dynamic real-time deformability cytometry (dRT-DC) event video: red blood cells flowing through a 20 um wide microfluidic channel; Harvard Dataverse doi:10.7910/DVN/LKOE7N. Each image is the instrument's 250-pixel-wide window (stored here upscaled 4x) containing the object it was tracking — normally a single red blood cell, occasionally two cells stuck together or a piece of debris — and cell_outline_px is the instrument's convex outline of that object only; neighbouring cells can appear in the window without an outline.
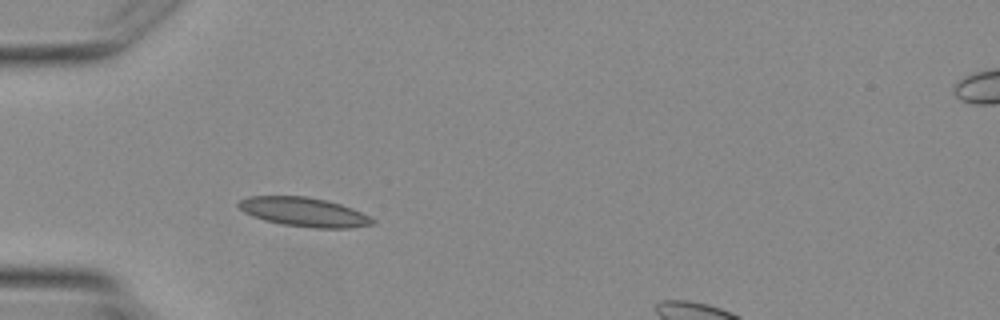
{"species": "Egyptian fruit bat (a non-hibernating species)", "species_latin": "Rousettus aegyptiacus", "temperature_condition": "warm", "stored_images_in_passage": 4, "segment_of_instrument_passage": [1, 2], "camera_frame_rate_fps": 3000, "um_per_image_px": 0.085, "animal": {"sex": "female"}, "frame": {"image": 1, "passage_image": 3, "time_ms": 2.333, "image_size_px": [1000, 320], "cell_outline_px": [[376, 224], [348, 228], [312, 228], [284, 224], [264, 220], [252, 216], [244, 212], [236, 204], [240, 200], [248, 196], [304, 196], [324, 200], [340, 204], [352, 208], [376, 220]], "centroid_in_image_um": [25.83, 18.02], "position_along_channel_um": 59.2, "area_um2": 22.6}}